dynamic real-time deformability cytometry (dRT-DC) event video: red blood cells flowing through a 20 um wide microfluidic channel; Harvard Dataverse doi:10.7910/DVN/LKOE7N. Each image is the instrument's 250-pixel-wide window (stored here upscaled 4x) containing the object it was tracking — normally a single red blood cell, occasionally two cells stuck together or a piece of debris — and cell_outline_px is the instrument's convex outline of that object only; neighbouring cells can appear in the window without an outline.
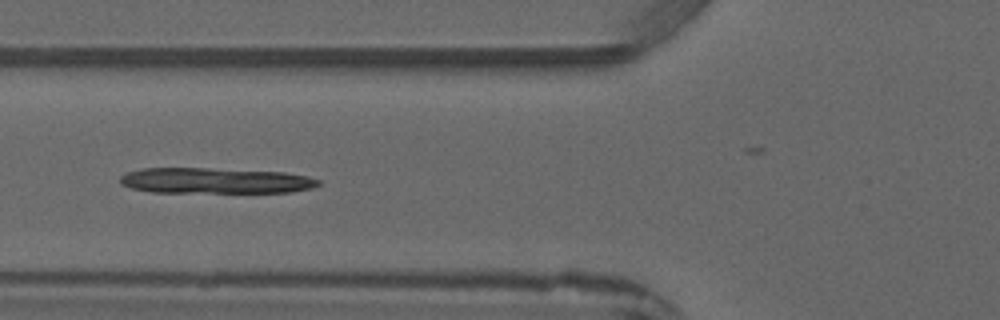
{"species": "common noctule bat (a hibernating species)", "species_latin": "Nyctalus noctula", "temperature_condition": "warm", "stored_images_in_passage": 6, "camera_frame_rate_fps": 3000, "um_per_image_px": 0.085, "animal": {"sex": "male", "forearm_length_mm": 52.5}, "frame": {"image": 1, "passage_image": 5, "time_ms": 4.667, "image_size_px": [1000, 320], "cell_outline_px": [[320, 184], [312, 188], [292, 192], [152, 192], [132, 188], [120, 184], [120, 176], [128, 172], [144, 168], [208, 168], [284, 172], [308, 176], [320, 180]], "centroid_in_image_um": [18.31, 15.35], "position_along_channel_um": 107.5, "area_um2": 29.65}}
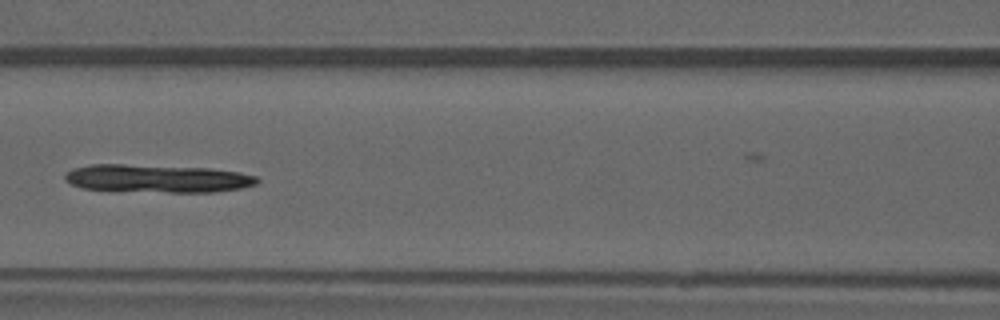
{"frame": {"image": 2, "passage_image": 6, "time_ms": 5.667, "image_size_px": [1000, 320], "cell_outline_px": [[260, 180], [256, 184], [240, 188], [212, 192], [168, 192], [80, 188], [64, 180], [64, 176], [72, 168], [92, 164], [124, 164], [208, 168], [240, 172], [256, 176]], "centroid_in_image_um": [13.37, 15.16], "position_along_channel_um": 153.2, "area_um2": 31.15}}